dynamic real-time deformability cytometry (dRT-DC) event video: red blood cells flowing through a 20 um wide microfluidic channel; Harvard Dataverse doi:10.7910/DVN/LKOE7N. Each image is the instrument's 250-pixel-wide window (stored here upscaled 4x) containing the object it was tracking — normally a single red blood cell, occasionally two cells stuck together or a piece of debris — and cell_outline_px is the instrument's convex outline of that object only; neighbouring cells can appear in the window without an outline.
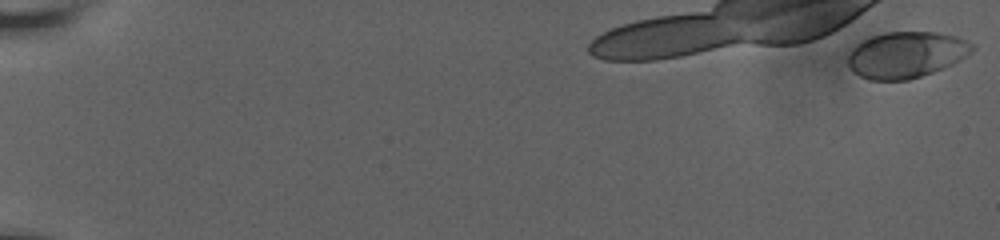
{"species": "human", "species_latin": "Homo sapiens", "temperature_condition": "room temperature", "stored_images_in_passage": 37, "camera_frame_rate_fps": 3000, "um_per_image_px": 0.085, "donor": {"sex": "male"}, "frame": {"image": 1, "passage_image": 1, "time_ms": 0.0, "image_size_px": [1000, 240], "cell_outline_px": [[976, 48], [972, 52], [960, 60], [952, 64], [932, 72], [908, 80], [872, 80], [860, 76], [848, 64], [848, 52], [856, 44], [872, 36], [884, 32], [940, 32], [956, 36], [972, 44]], "centroid_in_image_um": [77.03, 4.64], "position_along_channel_um": 8.0, "area_um2": 33.35}}
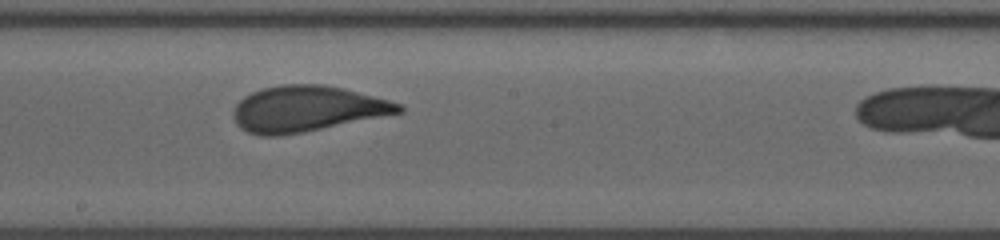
{"frame": {"image": 2, "passage_image": 26, "time_ms": 8.333, "image_size_px": [1000, 240], "cell_outline_px": [[404, 112], [280, 136], [260, 136], [248, 132], [240, 128], [236, 124], [232, 112], [236, 104], [244, 96], [260, 88], [280, 84], [324, 84], [344, 88], [404, 104]], "centroid_in_image_um": [26.07, 9.23], "position_along_channel_um": 222.1, "area_um2": 44.22}}
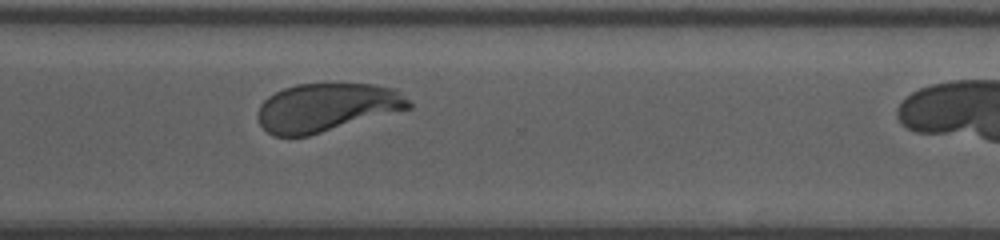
{"frame": {"image": 3, "passage_image": 36, "time_ms": 11.667, "image_size_px": [1000, 240], "cell_outline_px": [[412, 108], [308, 136], [272, 136], [260, 124], [256, 116], [256, 112], [260, 104], [268, 96], [284, 88], [296, 84], [372, 84], [396, 88], [412, 104]], "centroid_in_image_um": [27.75, 9.13], "position_along_channel_um": 342.9, "area_um2": 42.66}}